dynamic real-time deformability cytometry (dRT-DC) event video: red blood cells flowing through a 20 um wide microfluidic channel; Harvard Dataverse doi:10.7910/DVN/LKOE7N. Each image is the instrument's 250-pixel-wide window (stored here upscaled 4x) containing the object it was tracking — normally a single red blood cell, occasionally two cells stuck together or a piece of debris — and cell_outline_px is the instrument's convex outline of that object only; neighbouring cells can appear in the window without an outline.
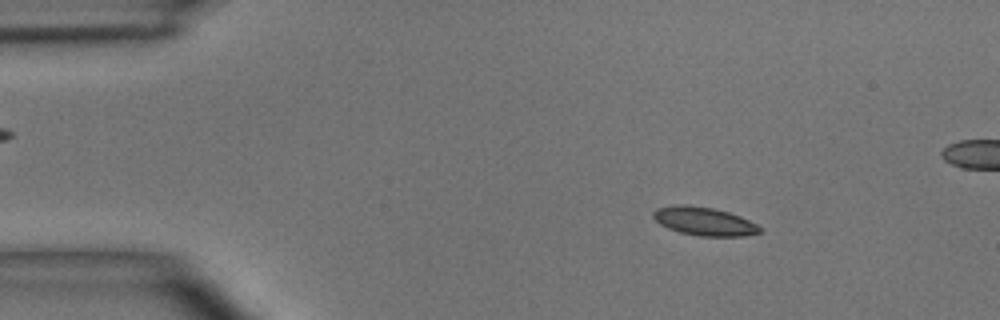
{"species": "common noctule bat (a hibernating species)", "species_latin": "Nyctalus noctula", "temperature_condition": "room temperature", "stored_images_in_passage": 47, "camera_frame_rate_fps": 3000, "um_per_image_px": 0.085, "animal": {"sex": "male", "body_mass_g": 15.6}, "frame": {"image": 1, "passage_image": 7, "time_ms": 2.0, "image_size_px": [1000, 320], "cell_outline_px": [[760, 232], [744, 236], [700, 236], [680, 232], [668, 228], [660, 224], [652, 216], [652, 212], [656, 208], [676, 204], [684, 204], [712, 208], [728, 212], [740, 216], [756, 224], [760, 228]], "centroid_in_image_um": [59.81, 18.8], "position_along_channel_um": 25.2, "area_um2": 17.51}}
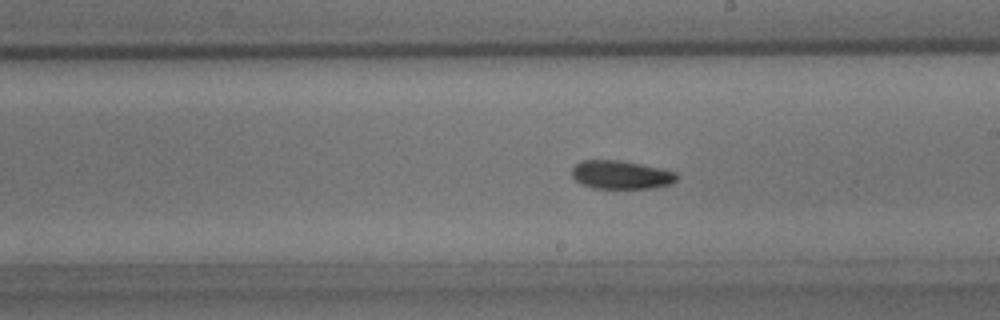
{"frame": {"image": 2, "passage_image": 28, "time_ms": 9.0, "image_size_px": [1000, 320], "cell_outline_px": [[676, 180], [672, 184], [652, 188], [592, 188], [580, 184], [572, 176], [572, 168], [580, 160], [620, 160], [660, 168], [676, 172]], "centroid_in_image_um": [52.76, 14.86], "position_along_channel_um": 236.2, "area_um2": 17.4}}
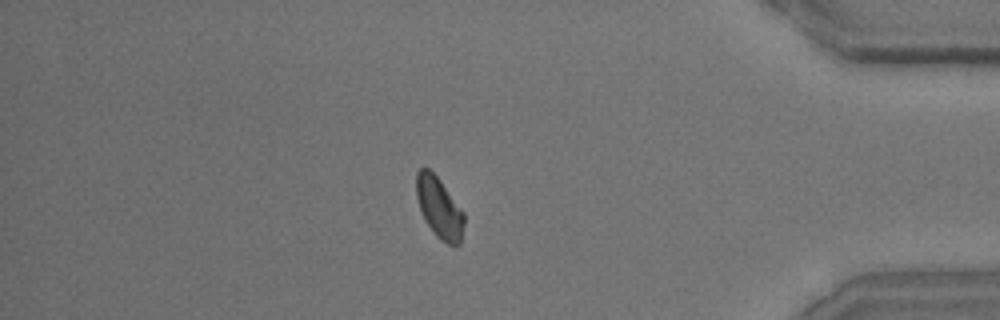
{"frame": {"image": 3, "passage_image": 43, "time_ms": 14.0, "image_size_px": [1000, 320], "cell_outline_px": [[464, 224], [460, 244], [456, 248], [452, 248], [440, 240], [436, 236], [428, 224], [420, 208], [416, 196], [416, 172], [420, 168], [428, 168], [440, 180], [464, 212]], "centroid_in_image_um": [37.36, 17.7], "position_along_channel_um": 397.8, "area_um2": 16.99}}